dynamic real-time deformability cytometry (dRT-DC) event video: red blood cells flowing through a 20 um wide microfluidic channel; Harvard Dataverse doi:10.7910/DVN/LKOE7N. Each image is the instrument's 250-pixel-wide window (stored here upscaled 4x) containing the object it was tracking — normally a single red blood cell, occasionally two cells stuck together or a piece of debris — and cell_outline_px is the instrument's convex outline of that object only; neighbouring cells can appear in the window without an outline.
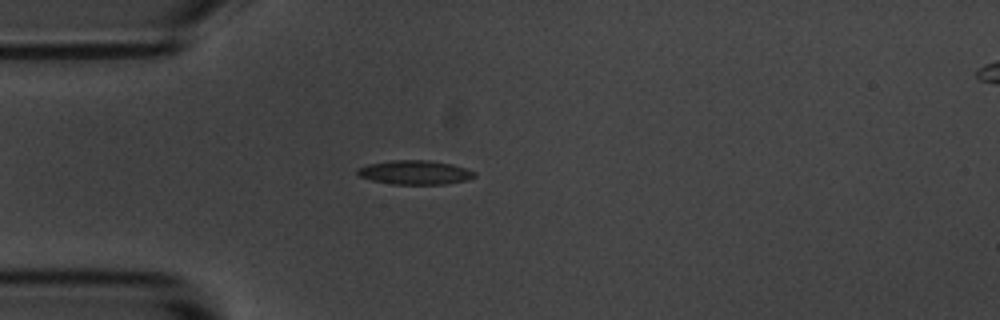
{"species": "common noctule bat (a hibernating species)", "species_latin": "Nyctalus noctula", "temperature_condition": "room temperature", "stored_images_in_passage": 54, "camera_frame_rate_fps": 3000, "um_per_image_px": 0.085, "animal": {"sex": "male", "body_mass_g": 20.1, "forearm_length_mm": 53.5}, "frame": {"image": 1, "passage_image": 14, "time_ms": 4.333, "image_size_px": [1000, 320], "cell_outline_px": [[476, 176], [468, 180], [444, 184], [392, 184], [372, 180], [360, 176], [356, 172], [356, 168], [368, 164], [392, 160], [428, 160], [452, 164], [476, 172]], "centroid_in_image_um": [35.27, 14.65], "position_along_channel_um": 49.7, "area_um2": 16.42}}
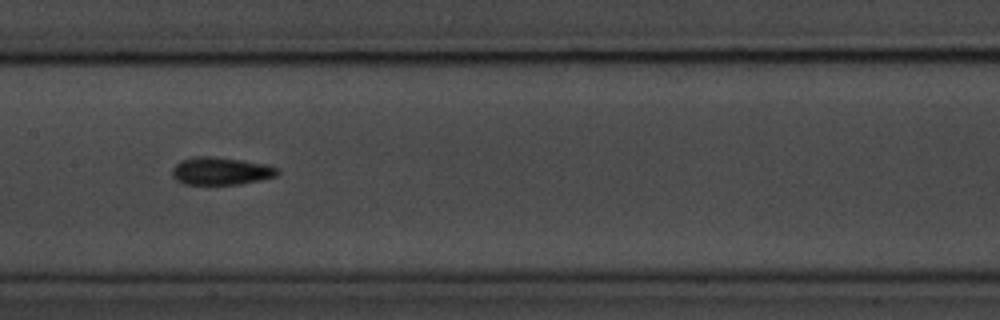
{"frame": {"image": 2, "passage_image": 26, "time_ms": 8.333, "image_size_px": [1000, 320], "cell_outline_px": [[280, 172], [276, 176], [260, 180], [240, 184], [184, 184], [176, 180], [172, 176], [172, 168], [180, 160], [196, 156], [212, 156], [240, 160], [264, 164], [276, 168]], "centroid_in_image_um": [18.73, 14.54], "position_along_channel_um": 188.7, "area_um2": 16.88}}
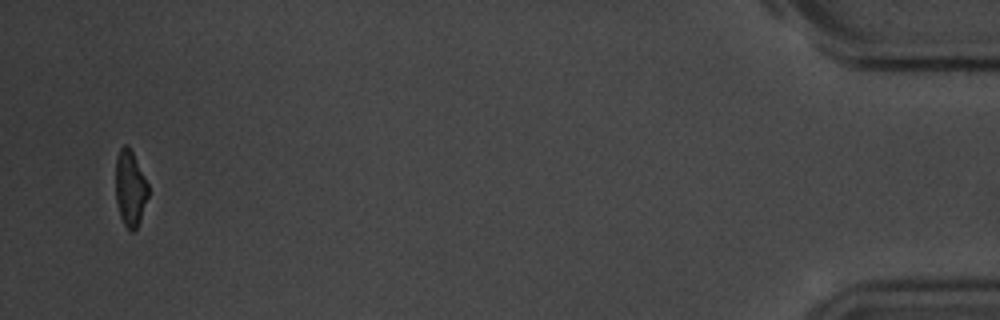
{"frame": {"image": 3, "passage_image": 52, "time_ms": 17.0, "image_size_px": [1000, 320], "cell_outline_px": [[148, 196], [140, 220], [136, 228], [132, 232], [124, 224], [120, 216], [116, 200], [116, 156], [120, 148], [124, 144], [128, 144], [148, 184]], "centroid_in_image_um": [11.06, 15.99], "position_along_channel_um": 424.1, "area_um2": 14.22}, "authors_computed_cell_mechanics": {"area_um2": 15.7794, "velocity_mm_per_s": 3.6984, "shape_relaxation_time_tau1_ms": 4.3333, "shape_relaxation_time_tau2_ms": 6.0787, "deformation_change_tau1": 0.1211, "deformation_change_tau2": 0.1255}}